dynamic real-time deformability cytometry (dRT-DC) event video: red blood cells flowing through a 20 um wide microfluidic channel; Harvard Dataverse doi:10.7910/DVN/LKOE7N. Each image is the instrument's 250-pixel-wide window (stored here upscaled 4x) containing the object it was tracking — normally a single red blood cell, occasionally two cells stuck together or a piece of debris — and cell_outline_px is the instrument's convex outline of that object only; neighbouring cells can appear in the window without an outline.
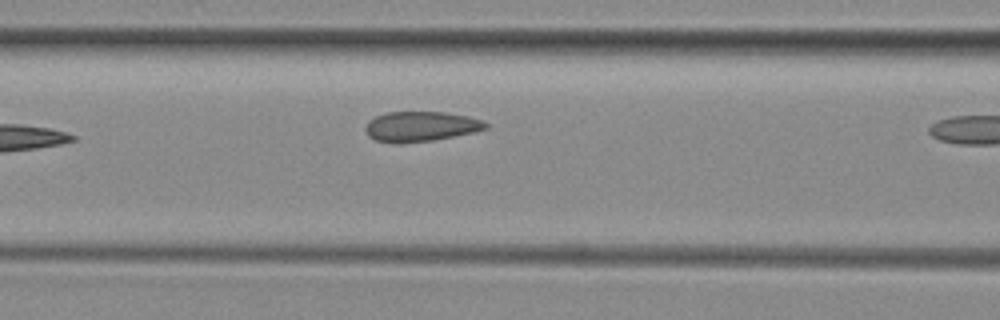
{"species": "common noctule bat (a hibernating species)", "species_latin": "Nyctalus noctula", "temperature_condition": "room temperature", "stored_images_in_passage": 6, "camera_frame_rate_fps": 3000, "um_per_image_px": 0.085, "animal": {"sex": "female", "body_mass_g": 29.2, "forearm_length_mm": 56.3}, "frame": {"image": 1, "passage_image": 5, "time_ms": 5.667, "image_size_px": [1000, 320], "cell_outline_px": [[488, 128], [472, 132], [432, 140], [376, 140], [368, 136], [364, 128], [368, 120], [376, 116], [388, 112], [448, 112], [468, 116], [484, 120], [488, 124]], "centroid_in_image_um": [35.81, 10.69], "position_along_channel_um": 130.8, "area_um2": 20.29}}